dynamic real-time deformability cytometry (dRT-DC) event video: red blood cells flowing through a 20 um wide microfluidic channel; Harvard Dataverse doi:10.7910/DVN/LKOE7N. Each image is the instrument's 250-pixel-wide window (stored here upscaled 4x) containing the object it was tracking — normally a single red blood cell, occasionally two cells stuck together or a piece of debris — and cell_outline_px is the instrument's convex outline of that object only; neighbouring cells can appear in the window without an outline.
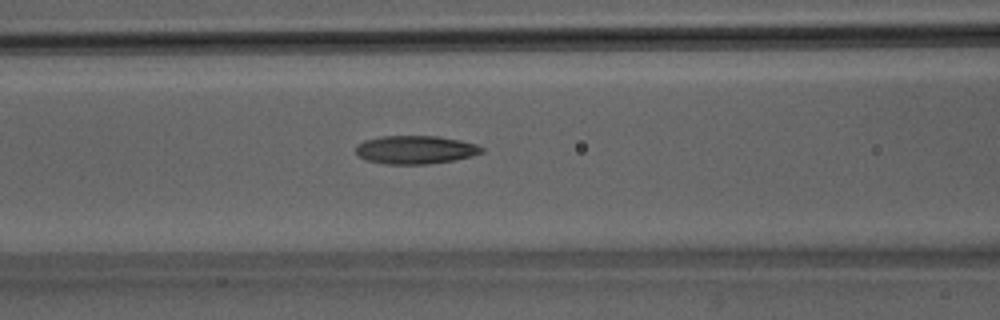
{"species": "Egyptian fruit bat (a non-hibernating species)", "species_latin": "Rousettus aegyptiacus", "temperature_condition": "room temperature", "stored_images_in_passage": 35, "camera_frame_rate_fps": 3000, "um_per_image_px": 0.085, "animal": {"sex": "male"}, "frame": {"image": 1, "passage_image": 6, "time_ms": 1.667, "image_size_px": [1000, 320], "cell_outline_px": [[484, 152], [472, 156], [452, 160], [428, 164], [384, 164], [364, 160], [356, 152], [356, 144], [364, 140], [380, 136], [436, 136], [460, 140], [476, 144], [484, 148]], "centroid_in_image_um": [35.29, 12.73], "position_along_channel_um": 131.3, "area_um2": 20.87}}
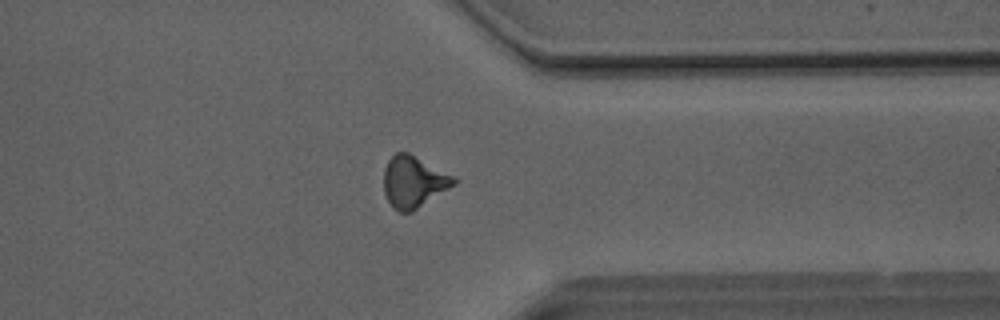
{"frame": {"image": 2, "passage_image": 24, "time_ms": 7.667, "image_size_px": [1000, 320], "cell_outline_px": [[460, 180], [456, 184], [412, 212], [400, 212], [392, 208], [384, 192], [384, 168], [388, 160], [396, 152], [408, 152], [456, 176]], "centroid_in_image_um": [35.18, 15.45], "position_along_channel_um": 376.2, "area_um2": 21.33}}
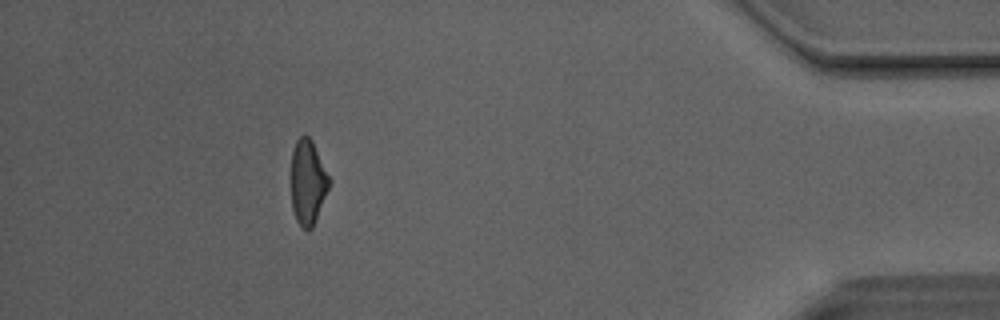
{"frame": {"image": 3, "passage_image": 30, "time_ms": 9.667, "image_size_px": [1000, 320], "cell_outline_px": [[332, 184], [312, 228], [308, 232], [296, 220], [292, 208], [292, 152], [296, 140], [304, 132], [312, 140], [332, 180]], "centroid_in_image_um": [26.2, 15.47], "position_along_channel_um": 409.0, "area_um2": 19.13}, "authors_computed_cell_mechanics": {"area_um2": 19.941, "velocity_mm_per_s": 4.1532, "shape_relaxation_time_tau1_ms": 5.9714, "shape_relaxation_time_tau2_ms": 2.915, "deformation_change_tau1": 0.1949, "deformation_change_tau2": 0.1313}}